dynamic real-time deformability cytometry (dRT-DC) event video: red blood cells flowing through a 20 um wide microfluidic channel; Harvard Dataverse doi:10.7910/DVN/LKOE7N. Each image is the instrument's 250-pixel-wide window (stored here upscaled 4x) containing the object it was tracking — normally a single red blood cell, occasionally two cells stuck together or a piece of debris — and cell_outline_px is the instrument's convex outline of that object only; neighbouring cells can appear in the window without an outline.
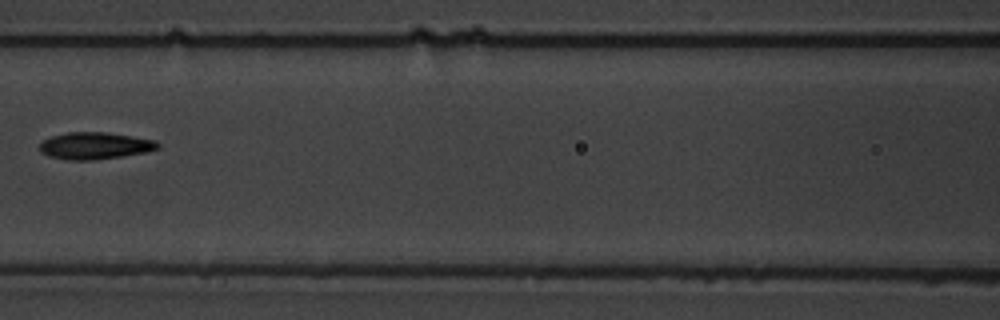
{"species": "common noctule bat (a hibernating species)", "species_latin": "Nyctalus noctula", "temperature_condition": "warm", "stored_images_in_passage": 16, "camera_frame_rate_fps": 3000, "um_per_image_px": 0.085, "animal": {"sex": "male", "body_mass_g": 19.5, "forearm_length_mm": 54.6}, "frame": {"image": 1, "passage_image": 7, "time_ms": 8.0, "image_size_px": [1000, 320], "cell_outline_px": [[160, 148], [148, 152], [92, 160], [68, 160], [48, 156], [40, 152], [40, 144], [44, 140], [52, 136], [68, 132], [104, 132], [156, 140], [160, 144]], "centroid_in_image_um": [8.08, 12.39], "position_along_channel_um": 158.5, "area_um2": 18.5}}
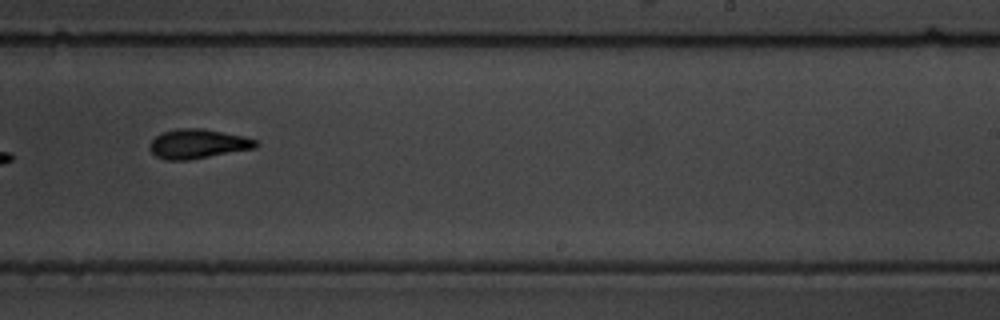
{"frame": {"image": 2, "passage_image": 10, "time_ms": 11.333, "image_size_px": [1000, 320], "cell_outline_px": [[260, 144], [256, 148], [188, 160], [164, 160], [156, 156], [148, 148], [148, 144], [160, 132], [176, 128], [204, 128], [244, 136], [256, 140]], "centroid_in_image_um": [16.79, 12.22], "position_along_channel_um": 272.2, "area_um2": 18.44}}
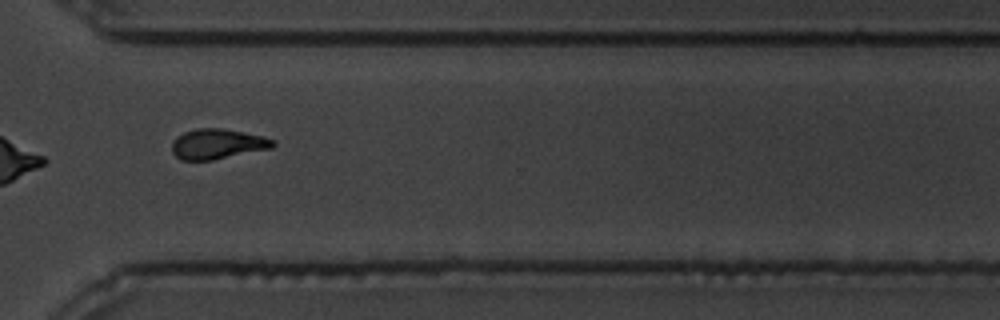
{"frame": {"image": 3, "passage_image": 12, "time_ms": 13.667, "image_size_px": [1000, 320], "cell_outline_px": [[276, 144], [272, 148], [212, 160], [180, 160], [172, 152], [172, 144], [184, 132], [196, 128], [220, 128], [264, 136], [276, 140]], "centroid_in_image_um": [18.52, 12.24], "position_along_channel_um": 352.1, "area_um2": 17.63}, "authors_computed_cell_mechanics": {"area_um2": 17.6579, "velocity_mm_per_s": 3.4243, "shape_relaxation_time_tau1_ms": 5.4148, "shape_relaxation_time_tau2_ms": 5.0666, "deformation_change_tau1": 0.173, "deformation_change_tau2": 0.1269}}